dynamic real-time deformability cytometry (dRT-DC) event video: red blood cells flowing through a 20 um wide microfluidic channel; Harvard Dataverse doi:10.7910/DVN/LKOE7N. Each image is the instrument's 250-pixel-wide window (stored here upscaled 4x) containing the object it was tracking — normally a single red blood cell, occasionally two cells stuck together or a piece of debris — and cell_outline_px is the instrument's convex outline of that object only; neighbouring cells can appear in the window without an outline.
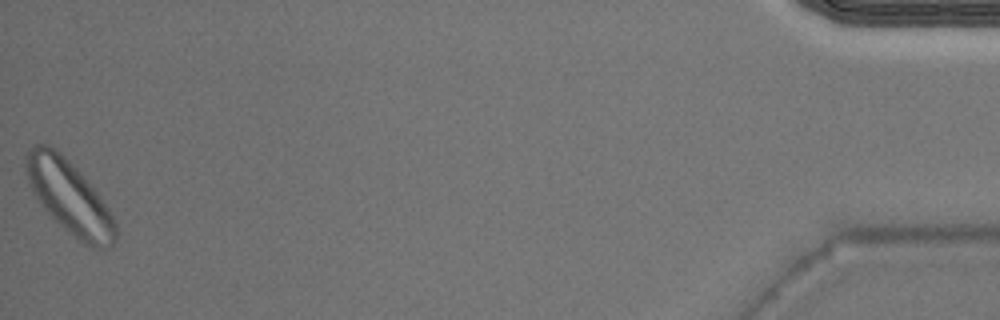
{"species": "Egyptian fruit bat (a non-hibernating species)", "species_latin": "Rousettus aegyptiacus", "temperature_condition": "warm", "stored_images_in_passage": 37, "camera_frame_rate_fps": 3000, "um_per_image_px": 0.085, "animal": {"sex": "male"}, "frame": {"image": 1, "passage_image": 37, "time_ms": 12.0, "image_size_px": [1000, 320], "cell_outline_px": [[116, 240], [108, 248], [92, 248], [84, 244], [68, 232], [44, 208], [32, 192], [28, 180], [24, 164], [24, 156], [32, 144], [48, 144], [56, 148], [76, 168], [96, 192], [108, 208], [116, 224]], "centroid_in_image_um": [5.86, 16.73], "position_along_channel_um": 429.3, "area_um2": 37.92}}